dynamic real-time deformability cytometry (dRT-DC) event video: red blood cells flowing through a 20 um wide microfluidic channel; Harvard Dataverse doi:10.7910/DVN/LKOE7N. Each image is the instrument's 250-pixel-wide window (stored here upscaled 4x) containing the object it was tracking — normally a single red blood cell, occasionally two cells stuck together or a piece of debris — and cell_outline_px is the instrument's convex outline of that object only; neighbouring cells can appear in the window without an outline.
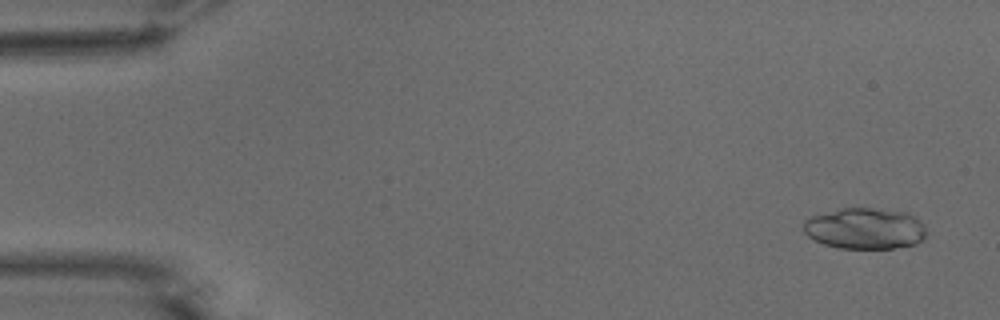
{"species": "common noctule bat (a hibernating species)", "species_latin": "Nyctalus noctula", "temperature_condition": "warm", "stored_images_in_passage": 18, "camera_frame_rate_fps": 3000, "um_per_image_px": 0.085, "animal": {"sex": "male", "body_mass_g": 15.6}, "frame": {"image": 1, "passage_image": 3, "time_ms": 0.667, "image_size_px": [1000, 320], "cell_outline_px": [[924, 236], [916, 244], [892, 248], [836, 248], [824, 244], [808, 236], [804, 232], [804, 220], [812, 216], [840, 208], [872, 208], [908, 212], [924, 224]], "centroid_in_image_um": [73.5, 19.42], "position_along_channel_um": 11.5, "area_um2": 29.3}}